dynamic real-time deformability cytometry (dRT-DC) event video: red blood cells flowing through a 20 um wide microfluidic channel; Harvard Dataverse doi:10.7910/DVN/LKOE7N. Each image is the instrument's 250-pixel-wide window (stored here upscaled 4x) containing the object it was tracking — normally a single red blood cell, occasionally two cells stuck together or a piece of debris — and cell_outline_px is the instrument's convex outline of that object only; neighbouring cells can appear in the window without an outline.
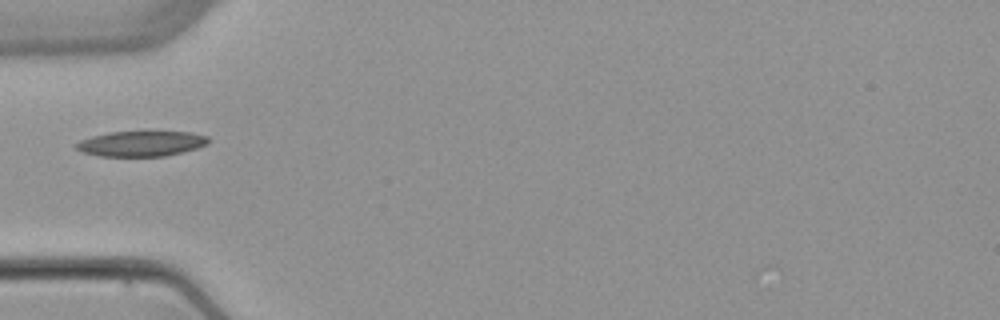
{"species": "common noctule bat (a hibernating species)", "species_latin": "Nyctalus noctula", "temperature_condition": "warm", "stored_images_in_passage": 1, "camera_frame_rate_fps": 3000, "um_per_image_px": 0.085, "animal": {"sex": "female", "body_mass_g": 22.7, "forearm_length_mm": 54.2}, "frame": {"image": 1, "passage_image": 1, "time_ms": 0.0, "image_size_px": [1000, 320], "cell_outline_px": [[212, 140], [208, 144], [196, 148], [164, 156], [100, 156], [84, 152], [76, 148], [72, 144], [80, 140], [92, 136], [108, 132], [192, 132], [208, 136]], "centroid_in_image_um": [12.01, 12.2], "position_along_channel_um": 73.0, "area_um2": 19.48}}